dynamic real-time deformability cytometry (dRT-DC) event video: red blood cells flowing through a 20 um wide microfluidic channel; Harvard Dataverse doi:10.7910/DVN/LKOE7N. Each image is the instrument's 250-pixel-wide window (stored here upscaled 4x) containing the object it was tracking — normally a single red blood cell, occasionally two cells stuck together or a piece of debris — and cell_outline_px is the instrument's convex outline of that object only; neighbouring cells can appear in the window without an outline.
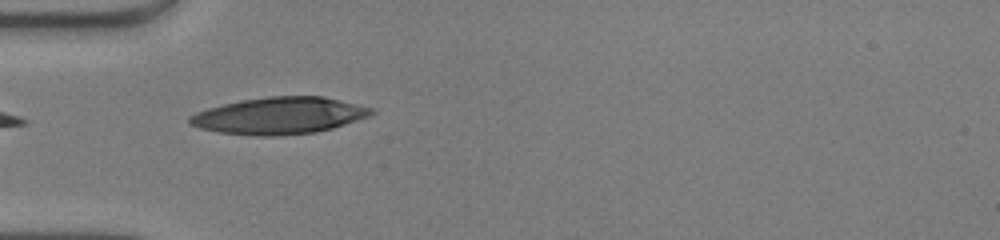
{"species": "human", "species_latin": "Homo sapiens", "temperature_condition": "warm", "stored_images_in_passage": 35, "camera_frame_rate_fps": 3000, "um_per_image_px": 0.085, "donor": {"sex": "male"}, "frame": {"image": 1, "passage_image": 1, "time_ms": 0.0, "image_size_px": [1000, 240], "cell_outline_px": [[376, 112], [368, 116], [332, 128], [316, 132], [276, 136], [256, 136], [220, 132], [200, 128], [188, 124], [188, 116], [196, 112], [208, 108], [240, 100], [268, 96], [324, 96], [376, 108]], "centroid_in_image_um": [23.75, 9.82], "position_along_channel_um": 61.3, "area_um2": 39.13}}
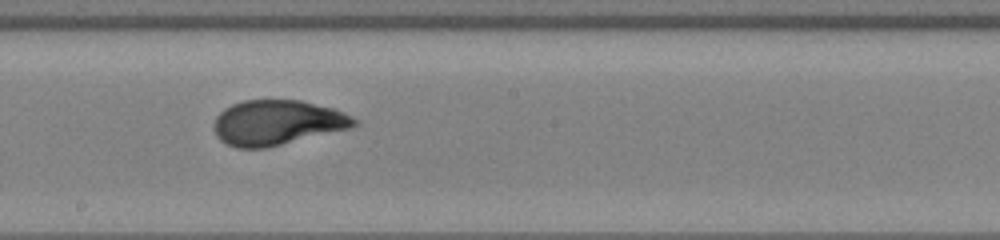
{"frame": {"image": 2, "passage_image": 13, "time_ms": 4.0, "image_size_px": [1000, 240], "cell_outline_px": [[360, 120], [352, 128], [264, 148], [236, 148], [220, 140], [216, 136], [212, 124], [216, 116], [224, 108], [232, 104], [244, 100], [300, 100], [332, 108], [344, 112]], "centroid_in_image_um": [23.55, 10.42], "position_along_channel_um": 224.7, "area_um2": 36.88}}
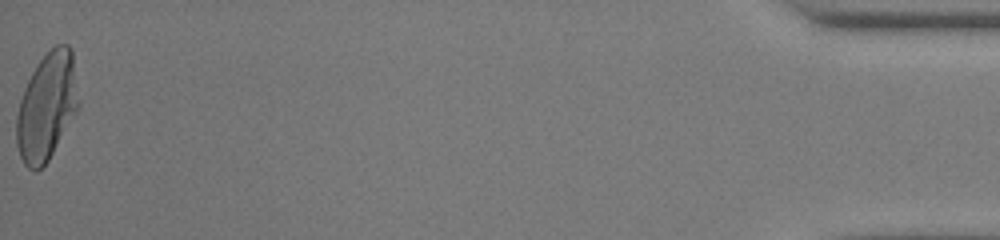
{"frame": {"image": 3, "passage_image": 35, "time_ms": 11.333, "image_size_px": [1000, 240], "cell_outline_px": [[80, 108], [48, 160], [36, 172], [28, 168], [24, 164], [20, 156], [16, 144], [16, 116], [20, 100], [24, 88], [36, 64], [56, 44], [68, 44], [72, 48], [80, 100]], "centroid_in_image_um": [4.0, 9.05], "position_along_channel_um": 431.2, "area_um2": 39.3}, "authors_computed_cell_mechanics": {"area_um2": 37.0498, "velocity_mm_per_s": 4.162, "shape_relaxation_time_tau1_ms": 5.5936, "shape_relaxation_time_tau2_ms": null, "deformation_change_tau1": 0.2744, "deformation_change_tau2": null}}